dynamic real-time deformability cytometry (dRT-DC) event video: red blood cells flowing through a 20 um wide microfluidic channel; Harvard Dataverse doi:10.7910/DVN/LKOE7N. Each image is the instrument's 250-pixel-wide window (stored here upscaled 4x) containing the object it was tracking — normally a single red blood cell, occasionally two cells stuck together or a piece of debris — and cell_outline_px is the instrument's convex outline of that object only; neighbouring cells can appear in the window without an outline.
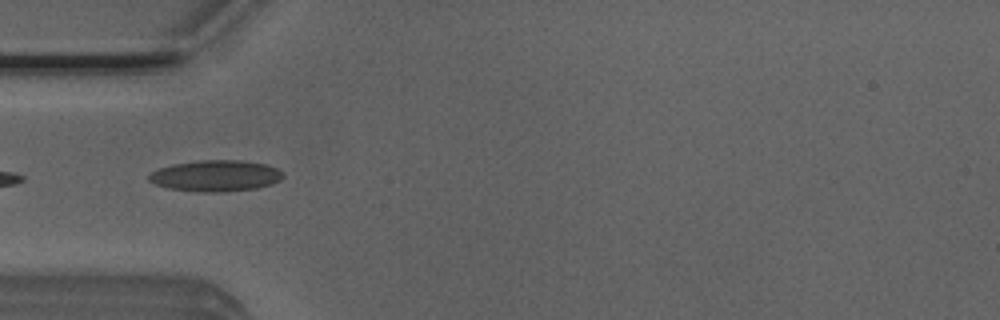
{"species": "Egyptian fruit bat (a non-hibernating species)", "species_latin": "Rousettus aegyptiacus", "temperature_condition": "room temperature", "stored_images_in_passage": 2, "camera_frame_rate_fps": 3000, "um_per_image_px": 0.085, "animal": {"sex": "male"}, "frame": {"image": 1, "passage_image": 1, "time_ms": 0.0, "image_size_px": [1000, 320], "cell_outline_px": [[284, 176], [280, 180], [272, 184], [256, 188], [224, 192], [196, 192], [168, 188], [156, 184], [148, 180], [148, 176], [152, 172], [160, 168], [172, 164], [196, 160], [244, 160], [268, 164], [284, 172]], "centroid_in_image_um": [18.36, 14.94], "position_along_channel_um": 66.6, "area_um2": 24.68}}